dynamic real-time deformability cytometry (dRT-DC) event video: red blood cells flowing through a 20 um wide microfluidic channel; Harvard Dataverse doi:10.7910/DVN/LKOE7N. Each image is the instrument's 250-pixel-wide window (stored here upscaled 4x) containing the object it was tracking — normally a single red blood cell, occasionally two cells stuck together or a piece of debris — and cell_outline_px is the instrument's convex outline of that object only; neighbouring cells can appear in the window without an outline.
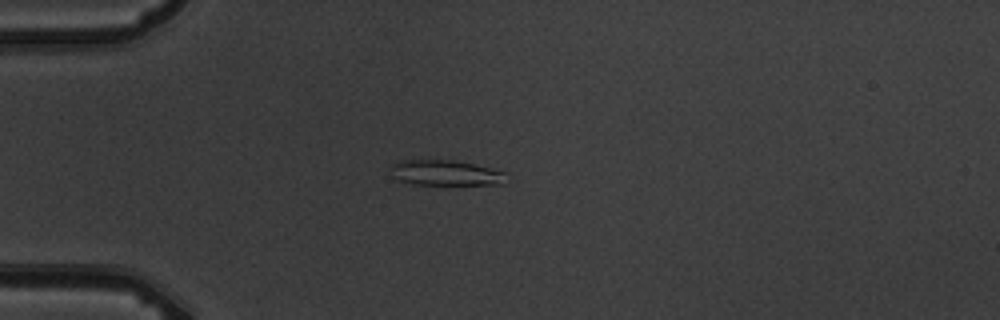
{"species": "common noctule bat (a hibernating species)", "species_latin": "Nyctalus noctula", "temperature_condition": "warm", "stored_images_in_passage": 7, "camera_frame_rate_fps": 3000, "um_per_image_px": 0.085, "animal": {"sex": "male", "body_mass_g": 19.5, "forearm_length_mm": 54.6}, "frame": {"image": 1, "passage_image": 1, "time_ms": 0.0, "image_size_px": [1000, 320], "cell_outline_px": [[508, 172], [504, 184], [412, 184], [396, 180], [392, 176], [392, 164], [400, 160], [456, 160]], "centroid_in_image_um": [37.88, 14.69], "position_along_channel_um": 47.1, "area_um2": 17.17}}
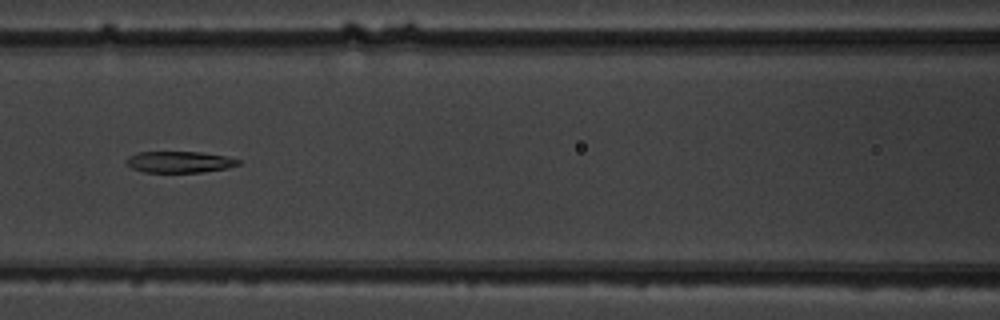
{"frame": {"image": 2, "passage_image": 4, "time_ms": 3.333, "image_size_px": [1000, 320], "cell_outline_px": [[240, 164], [228, 168], [200, 172], [144, 172], [132, 168], [124, 160], [128, 156], [136, 152], [200, 152], [224, 156], [240, 160]], "centroid_in_image_um": [15.22, 13.76], "position_along_channel_um": 151.4, "area_um2": 13.87}}
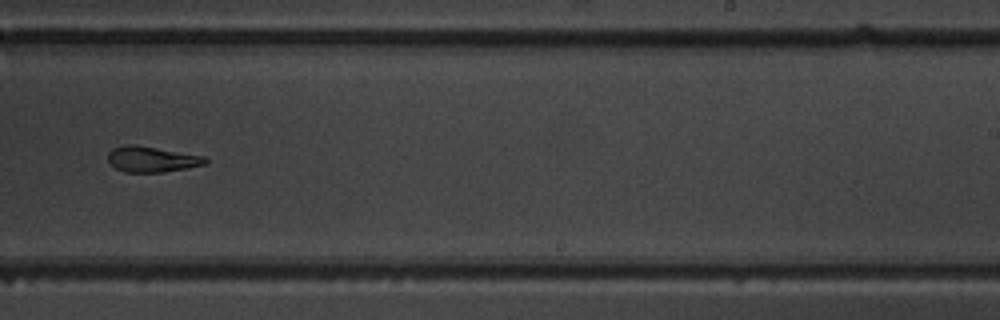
{"frame": {"image": 3, "passage_image": 7, "time_ms": 6.667, "image_size_px": [1000, 320], "cell_outline_px": [[208, 164], [188, 168], [164, 172], [124, 172], [116, 168], [108, 160], [108, 152], [112, 148], [124, 144], [136, 144], [204, 156], [208, 160]], "centroid_in_image_um": [12.91, 13.53], "position_along_channel_um": 276.1, "area_um2": 14.74}}